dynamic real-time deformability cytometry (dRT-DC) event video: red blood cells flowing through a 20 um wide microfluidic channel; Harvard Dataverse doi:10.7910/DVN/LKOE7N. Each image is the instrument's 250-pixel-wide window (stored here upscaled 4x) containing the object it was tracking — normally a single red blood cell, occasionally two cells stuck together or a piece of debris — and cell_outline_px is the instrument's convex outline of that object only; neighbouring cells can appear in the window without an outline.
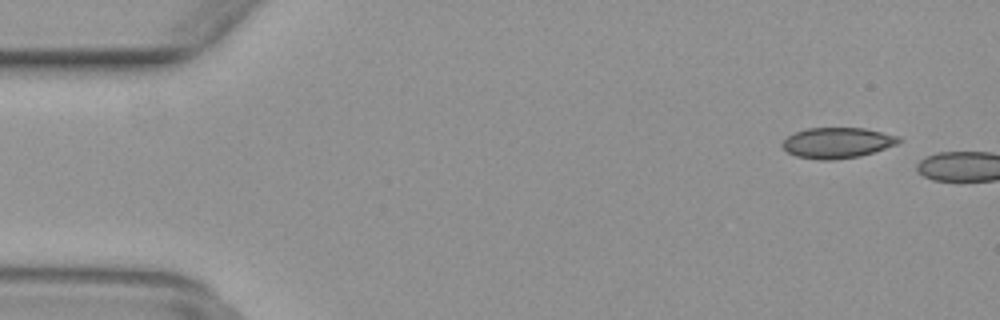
{"species": "common noctule bat (a hibernating species)", "species_latin": "Nyctalus noctula", "temperature_condition": "warm", "stored_images_in_passage": 6, "camera_frame_rate_fps": 3000, "um_per_image_px": 0.085, "animal": {"sex": "female", "body_mass_g": 29.2, "forearm_length_mm": 56.3}, "frame": {"image": 1, "passage_image": 4, "time_ms": 1.0, "image_size_px": [1000, 320], "cell_outline_px": [[904, 140], [896, 144], [860, 156], [832, 160], [820, 160], [796, 156], [788, 152], [780, 144], [788, 136], [796, 132], [808, 128], [864, 128], [900, 136]], "centroid_in_image_um": [71.18, 12.13], "position_along_channel_um": 13.8, "area_um2": 20.69}}